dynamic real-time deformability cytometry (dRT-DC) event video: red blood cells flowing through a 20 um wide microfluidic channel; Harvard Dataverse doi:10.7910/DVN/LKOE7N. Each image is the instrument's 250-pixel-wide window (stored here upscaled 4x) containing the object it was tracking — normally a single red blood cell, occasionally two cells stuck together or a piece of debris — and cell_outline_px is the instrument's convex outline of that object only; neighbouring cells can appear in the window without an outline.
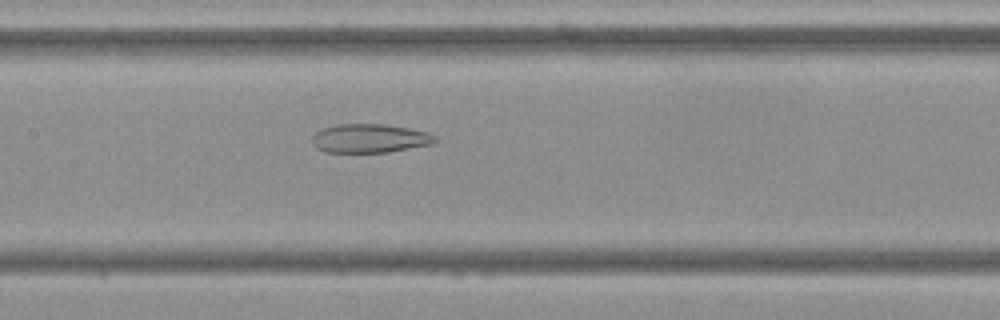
{"species": "Egyptian fruit bat (a non-hibernating species)", "species_latin": "Rousettus aegyptiacus", "temperature_condition": "cold", "stored_images_in_passage": 51, "camera_frame_rate_fps": 3000, "um_per_image_px": 0.085, "frame": {"image": 1, "passage_image": 22, "time_ms": 7.0, "image_size_px": [1000, 320], "cell_outline_px": [[436, 140], [432, 144], [384, 152], [324, 152], [316, 148], [312, 144], [312, 136], [316, 132], [324, 128], [336, 124], [384, 124], [408, 128], [428, 132], [436, 136]], "centroid_in_image_um": [31.39, 11.75], "position_along_channel_um": 176.0, "area_um2": 20.52}}
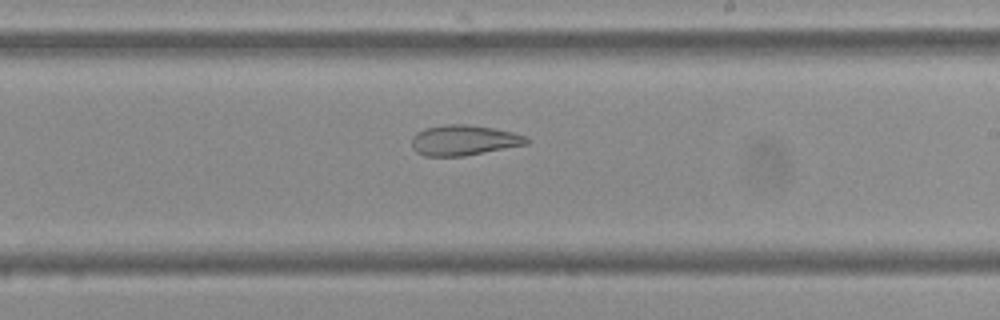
{"frame": {"image": 2, "passage_image": 28, "time_ms": 9.0, "image_size_px": [1000, 320], "cell_outline_px": [[532, 140], [528, 144], [464, 156], [424, 156], [416, 152], [412, 148], [412, 136], [416, 132], [424, 128], [444, 124], [468, 124], [492, 128], [512, 132], [528, 136]], "centroid_in_image_um": [39.43, 11.91], "position_along_channel_um": 249.6, "area_um2": 20.58}}
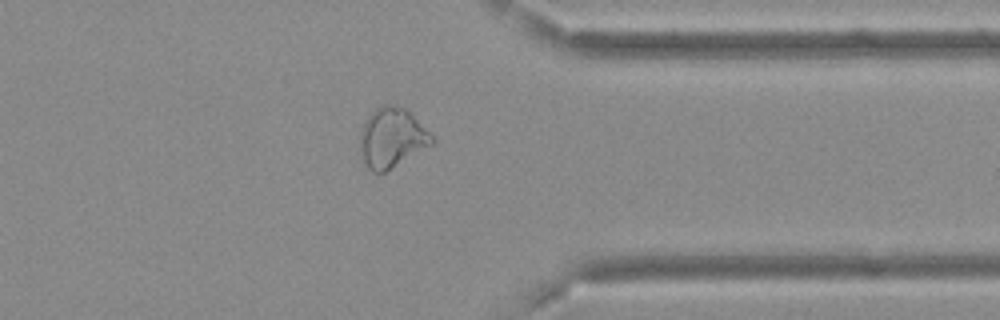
{"frame": {"image": 3, "passage_image": 39, "time_ms": 12.667, "image_size_px": [1000, 320], "cell_outline_px": [[436, 140], [432, 144], [384, 172], [372, 172], [368, 168], [364, 160], [360, 144], [360, 132], [368, 116], [376, 108], [384, 104], [392, 104], [404, 108]], "centroid_in_image_um": [33.28, 11.7], "position_along_channel_um": 378.1, "area_um2": 24.22}, "authors_computed_cell_mechanics": {"area_um2": 25.8944, "velocity_mm_per_s": 3.6883, "shape_relaxation_time_tau1_ms": null, "shape_relaxation_time_tau2_ms": 3.2512, "deformation_change_tau1": null, "deformation_change_tau2": 0.1172}}